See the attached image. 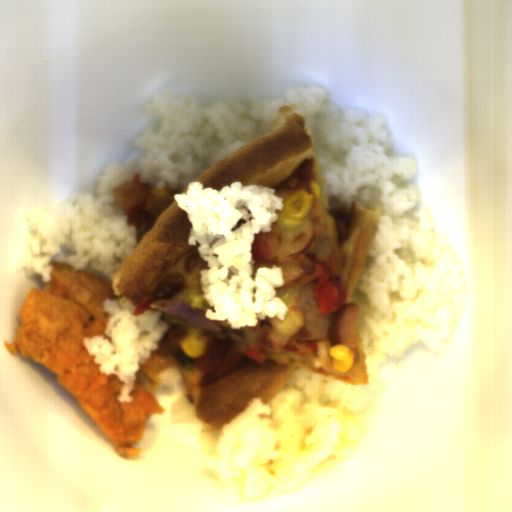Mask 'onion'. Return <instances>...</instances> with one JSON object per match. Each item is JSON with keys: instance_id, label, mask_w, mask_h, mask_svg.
<instances>
[{"instance_id": "1", "label": "onion", "mask_w": 512, "mask_h": 512, "mask_svg": "<svg viewBox=\"0 0 512 512\" xmlns=\"http://www.w3.org/2000/svg\"><path fill=\"white\" fill-rule=\"evenodd\" d=\"M150 309H154L157 312L161 311V314L203 327L211 332H222L221 327L206 317V312L190 307L189 303L169 299L156 300L151 303Z\"/></svg>"}, {"instance_id": "2", "label": "onion", "mask_w": 512, "mask_h": 512, "mask_svg": "<svg viewBox=\"0 0 512 512\" xmlns=\"http://www.w3.org/2000/svg\"><path fill=\"white\" fill-rule=\"evenodd\" d=\"M116 204L121 209H134L145 199V191L142 186L134 181L124 182L111 189Z\"/></svg>"}]
</instances>
